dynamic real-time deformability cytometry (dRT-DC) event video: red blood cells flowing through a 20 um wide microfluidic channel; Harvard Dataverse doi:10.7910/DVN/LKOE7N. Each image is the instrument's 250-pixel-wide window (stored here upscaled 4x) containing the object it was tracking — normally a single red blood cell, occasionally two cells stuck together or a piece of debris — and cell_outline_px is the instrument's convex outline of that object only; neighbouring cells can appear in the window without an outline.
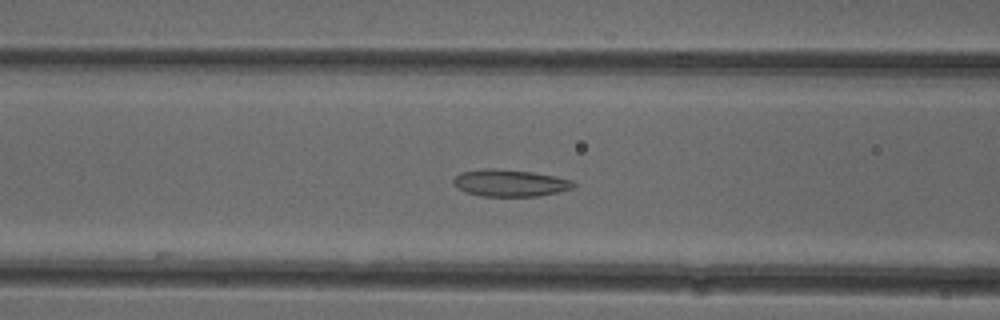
{"species": "common noctule bat (a hibernating species)", "species_latin": "Nyctalus noctula", "temperature_condition": "cold", "stored_images_in_passage": 21, "camera_frame_rate_fps": 3000, "um_per_image_px": 0.085, "animal": {"sex": "female"}, "frame": {"image": 1, "passage_image": 12, "time_ms": 3.667, "image_size_px": [1000, 320], "cell_outline_px": [[576, 184], [572, 188], [560, 192], [540, 196], [480, 196], [464, 192], [456, 188], [452, 184], [452, 180], [460, 172], [484, 168], [496, 168], [532, 172], [556, 176], [572, 180]], "centroid_in_image_um": [43.31, 15.55], "position_along_channel_um": 123.3, "area_um2": 19.19}}